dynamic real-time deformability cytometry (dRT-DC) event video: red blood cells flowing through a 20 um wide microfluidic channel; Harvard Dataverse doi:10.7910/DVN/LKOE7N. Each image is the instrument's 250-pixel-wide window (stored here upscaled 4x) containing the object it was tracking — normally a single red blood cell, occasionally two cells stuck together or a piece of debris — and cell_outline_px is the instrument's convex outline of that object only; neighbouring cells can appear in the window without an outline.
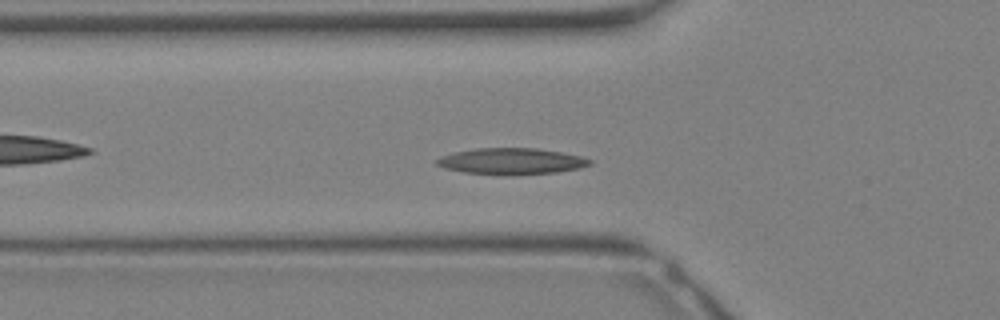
{"species": "Egyptian fruit bat (a non-hibernating species)", "species_latin": "Rousettus aegyptiacus", "temperature_condition": "warm", "stored_images_in_passage": 31, "camera_frame_rate_fps": 3000, "um_per_image_px": 0.085, "animal": {"sex": "female"}, "frame": {"image": 1, "passage_image": 9, "time_ms": 2.667, "image_size_px": [1000, 320], "cell_outline_px": [[592, 164], [580, 168], [556, 172], [512, 176], [464, 172], [444, 168], [436, 164], [436, 160], [440, 156], [456, 152], [476, 148], [536, 148], [560, 152], [580, 156], [592, 160]], "centroid_in_image_um": [43.47, 13.72], "position_along_channel_um": 82.3, "area_um2": 23.52}}
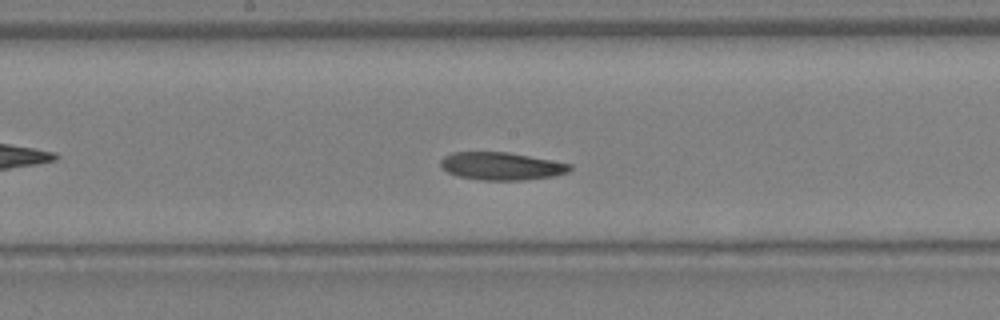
{"frame": {"image": 2, "passage_image": 15, "time_ms": 4.667, "image_size_px": [1000, 320], "cell_outline_px": [[572, 168], [568, 172], [556, 176], [524, 180], [480, 180], [456, 176], [440, 168], [440, 160], [444, 156], [452, 152], [508, 152], [572, 164]], "centroid_in_image_um": [42.6, 14.12], "position_along_channel_um": 205.6, "area_um2": 21.1}}
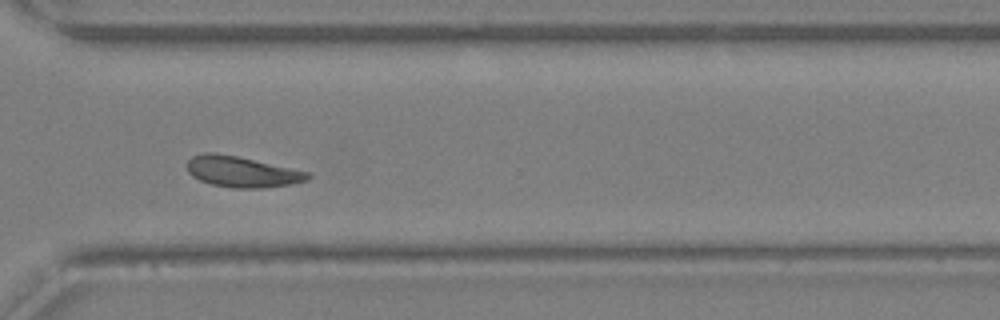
{"frame": {"image": 3, "passage_image": 22, "time_ms": 7.0, "image_size_px": [1000, 320], "cell_outline_px": [[312, 176], [308, 180], [292, 184], [260, 188], [232, 188], [212, 184], [200, 180], [192, 176], [188, 172], [188, 160], [192, 156], [204, 152], [216, 152], [236, 156], [308, 172]], "centroid_in_image_um": [20.54, 14.6], "position_along_channel_um": 350.1, "area_um2": 21.5}}